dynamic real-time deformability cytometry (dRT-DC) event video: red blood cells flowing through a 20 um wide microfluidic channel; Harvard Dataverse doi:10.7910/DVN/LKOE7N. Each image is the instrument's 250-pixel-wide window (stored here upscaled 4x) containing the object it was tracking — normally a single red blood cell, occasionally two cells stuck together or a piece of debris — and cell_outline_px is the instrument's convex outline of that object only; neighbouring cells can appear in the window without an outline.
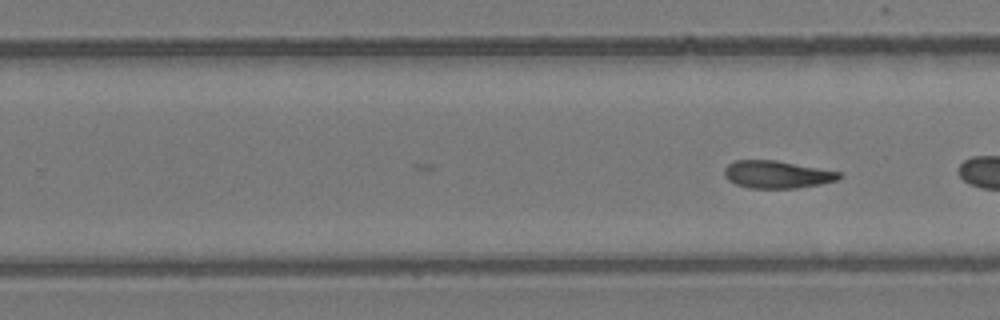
{"species": "common noctule bat (a hibernating species)", "species_latin": "Nyctalus noctula", "temperature_condition": "room temperature", "stored_images_in_passage": 26, "camera_frame_rate_fps": 3000, "um_per_image_px": 0.085, "animal": {"sex": "female", "body_mass_g": 24.6, "forearm_length_mm": 56.2}, "frame": {"image": 1, "passage_image": 26, "time_ms": 8.333, "image_size_px": [1000, 320], "cell_outline_px": [[844, 176], [836, 180], [820, 184], [796, 188], [748, 188], [736, 184], [728, 180], [724, 176], [724, 168], [728, 164], [736, 160], [776, 160], [840, 172]], "centroid_in_image_um": [66.02, 14.83], "position_along_channel_um": 263.8, "area_um2": 18.38}}